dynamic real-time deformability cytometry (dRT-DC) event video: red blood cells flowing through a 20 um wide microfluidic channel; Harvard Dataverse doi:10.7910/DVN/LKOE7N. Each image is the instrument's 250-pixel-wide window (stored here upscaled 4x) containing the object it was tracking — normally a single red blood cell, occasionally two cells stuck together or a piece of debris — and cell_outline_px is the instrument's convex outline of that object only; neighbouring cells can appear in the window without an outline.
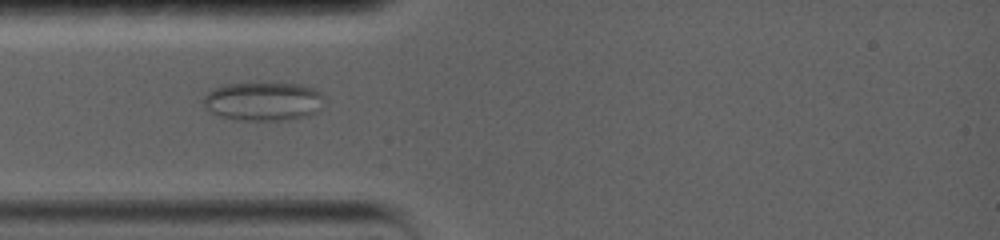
{"species": "common noctule bat (a hibernating species)", "species_latin": "Nyctalus noctula", "temperature_condition": "warm", "stored_images_in_passage": 28, "camera_frame_rate_fps": 5000, "um_per_image_px": 0.085, "animal": {"sex": "female", "body_mass_g": 19.0, "forearm_length_mm": 56.7}, "frame": {"image": 1, "passage_image": 6, "time_ms": 3.4, "image_size_px": [1000, 240], "cell_outline_px": [[320, 108], [316, 112], [308, 116], [292, 120], [240, 120], [220, 116], [212, 112], [204, 104], [204, 96], [208, 92], [216, 88], [228, 84], [300, 84], [312, 88], [320, 92]], "centroid_in_image_um": [22.38, 8.63], "position_along_channel_um": 62.6, "area_um2": 26.65}}
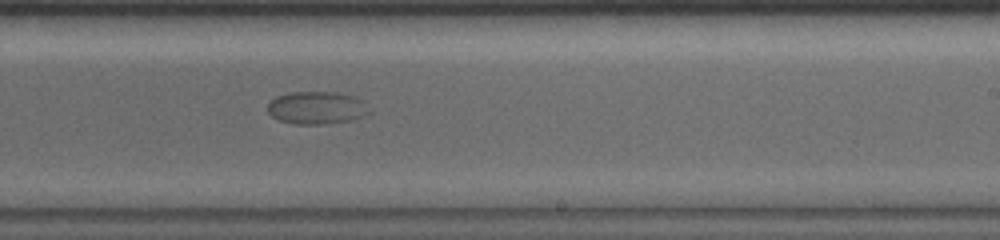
{"frame": {"image": 2, "passage_image": 15, "time_ms": 9.4, "image_size_px": [1000, 240], "cell_outline_px": [[372, 112], [364, 116], [348, 120], [324, 124], [292, 124], [276, 120], [268, 112], [268, 104], [276, 96], [292, 92], [336, 92], [356, 96], [364, 100]], "centroid_in_image_um": [26.94, 9.16], "position_along_channel_um": 262.1, "area_um2": 19.59}}
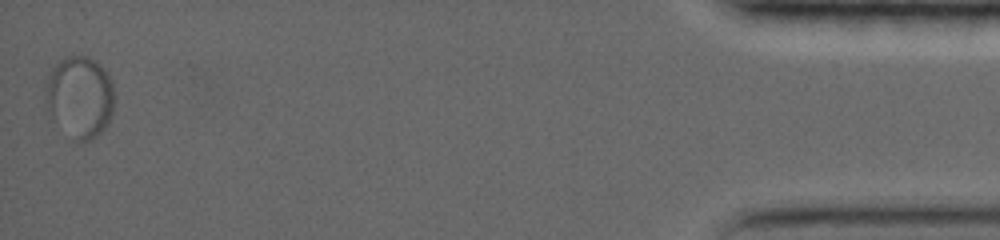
{"frame": {"image": 3, "passage_image": 28, "time_ms": 18.2, "image_size_px": [1000, 240], "cell_outline_px": [[112, 112], [104, 128], [92, 140], [84, 144], [72, 140], [44, 104], [44, 80], [52, 68], [60, 60], [68, 56], [88, 56], [100, 64], [104, 68], [112, 80]], "centroid_in_image_um": [6.74, 8.23], "position_along_channel_um": 428.5, "area_um2": 32.95}}